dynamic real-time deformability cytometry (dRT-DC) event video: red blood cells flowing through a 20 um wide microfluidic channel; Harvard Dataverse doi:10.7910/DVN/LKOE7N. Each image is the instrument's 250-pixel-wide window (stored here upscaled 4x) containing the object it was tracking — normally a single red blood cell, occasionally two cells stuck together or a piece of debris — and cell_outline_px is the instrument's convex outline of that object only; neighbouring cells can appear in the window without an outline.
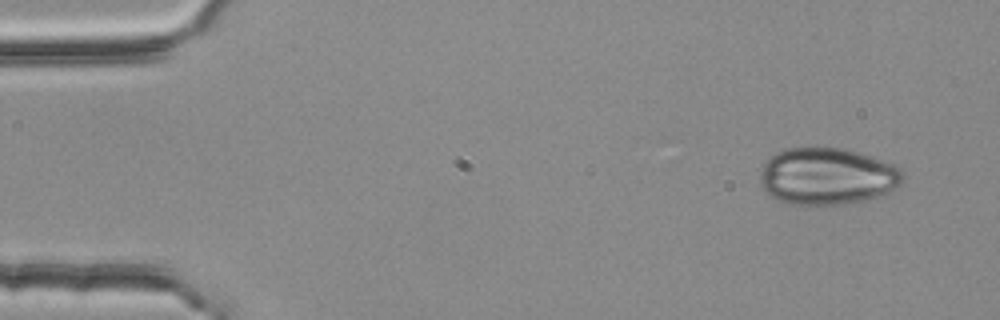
{"species": "common noctule bat (a hibernating species)", "species_latin": "Nyctalus noctula", "temperature_condition": "room temperature", "stored_images_in_passage": 4, "camera_frame_rate_fps": 3000, "um_per_image_px": 0.085, "animal": {"sex": "female", "body_mass_g": 25.1}, "frame": {"image": 1, "passage_image": 1, "time_ms": 0.0, "image_size_px": [1000, 320], "cell_outline_px": [[904, 180], [892, 192], [864, 200], [836, 204], [788, 204], [772, 196], [760, 184], [760, 172], [764, 164], [776, 152], [784, 148], [844, 148], [896, 164], [904, 172]], "centroid_in_image_um": [70.36, 14.97], "position_along_channel_um": 14.6, "area_um2": 47.28}}